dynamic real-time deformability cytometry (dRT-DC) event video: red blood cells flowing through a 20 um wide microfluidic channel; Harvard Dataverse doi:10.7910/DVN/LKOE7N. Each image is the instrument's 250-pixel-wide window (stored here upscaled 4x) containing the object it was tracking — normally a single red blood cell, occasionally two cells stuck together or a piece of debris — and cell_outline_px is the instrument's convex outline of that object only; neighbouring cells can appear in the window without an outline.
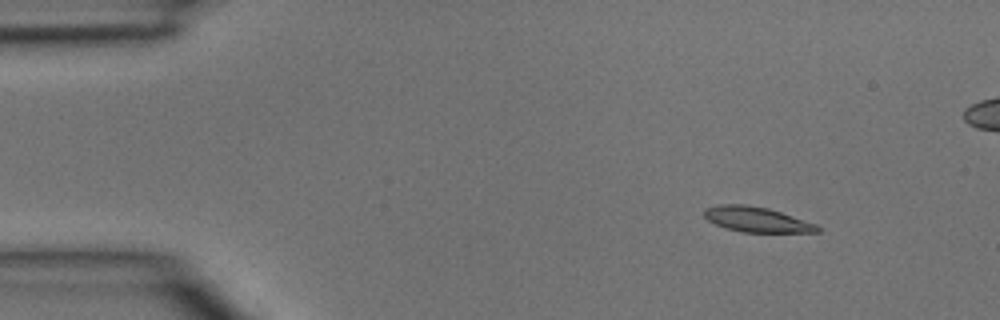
{"species": "common noctule bat (a hibernating species)", "species_latin": "Nyctalus noctula", "temperature_condition": "room temperature", "stored_images_in_passage": 3, "segment_of_instrument_passage": [1, 2], "camera_frame_rate_fps": 3000, "um_per_image_px": 0.085, "animal": {"sex": "male", "body_mass_g": 15.6}, "frame": {"image": 1, "passage_image": 1, "time_ms": 0.0, "image_size_px": [1000, 320], "cell_outline_px": [[820, 232], [740, 232], [724, 228], [708, 220], [704, 216], [704, 208], [720, 204], [744, 204], [768, 208], [816, 224], [820, 228]], "centroid_in_image_um": [64.28, 18.65], "position_along_channel_um": 20.7, "area_um2": 16.53}}